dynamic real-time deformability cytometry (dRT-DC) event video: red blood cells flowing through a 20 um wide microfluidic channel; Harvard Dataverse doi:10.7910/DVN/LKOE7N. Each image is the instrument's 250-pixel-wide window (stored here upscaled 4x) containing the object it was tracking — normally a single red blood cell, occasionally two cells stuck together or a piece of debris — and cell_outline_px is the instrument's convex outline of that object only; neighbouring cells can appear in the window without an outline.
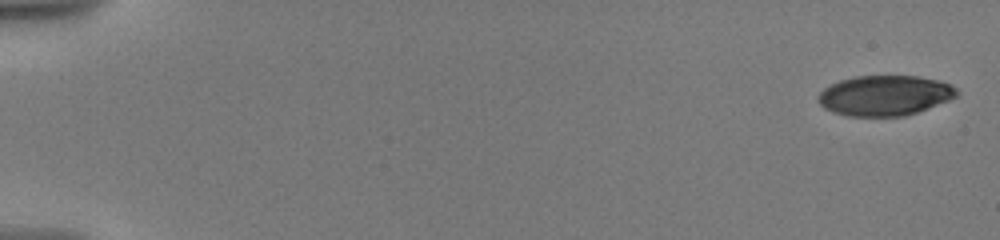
{"species": "human", "species_latin": "Homo sapiens", "temperature_condition": "warm", "stored_images_in_passage": 16, "camera_frame_rate_fps": 3000, "um_per_image_px": 0.085, "donor": {"sex": "male"}, "frame": {"image": 1, "passage_image": 1, "time_ms": 0.0, "image_size_px": [1000, 240], "cell_outline_px": [[960, 92], [956, 96], [948, 100], [916, 112], [904, 116], [848, 116], [832, 112], [824, 108], [820, 104], [816, 96], [824, 88], [840, 80], [856, 76], [920, 76], [940, 80], [952, 84]], "centroid_in_image_um": [75.2, 8.11], "position_along_channel_um": 9.8, "area_um2": 32.54}}
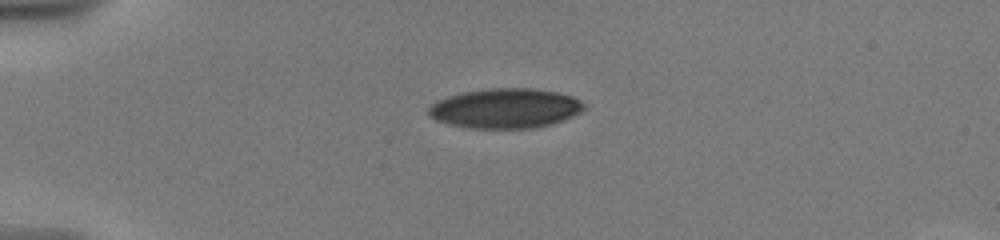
{"frame": {"image": 2, "passage_image": 10, "time_ms": 4.667, "image_size_px": [1000, 240], "cell_outline_px": [[584, 108], [580, 112], [572, 116], [552, 124], [536, 128], [468, 128], [448, 124], [436, 120], [428, 116], [428, 108], [436, 100], [448, 96], [464, 92], [488, 88], [532, 88], [556, 92], [572, 96], [580, 100], [584, 104]], "centroid_in_image_um": [42.92, 9.21], "position_along_channel_um": 42.1, "area_um2": 36.13}}
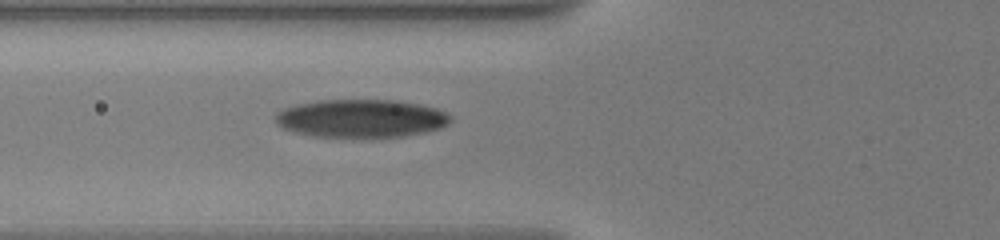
{"frame": {"image": 3, "passage_image": 16, "time_ms": 7.333, "image_size_px": [1000, 240], "cell_outline_px": [[452, 120], [448, 124], [440, 128], [424, 132], [404, 136], [316, 136], [296, 132], [280, 128], [276, 124], [272, 116], [276, 112], [284, 108], [296, 104], [320, 100], [400, 100], [420, 104], [436, 108], [452, 116]], "centroid_in_image_um": [30.66, 10.04], "position_along_channel_um": 95.1, "area_um2": 38.9}}